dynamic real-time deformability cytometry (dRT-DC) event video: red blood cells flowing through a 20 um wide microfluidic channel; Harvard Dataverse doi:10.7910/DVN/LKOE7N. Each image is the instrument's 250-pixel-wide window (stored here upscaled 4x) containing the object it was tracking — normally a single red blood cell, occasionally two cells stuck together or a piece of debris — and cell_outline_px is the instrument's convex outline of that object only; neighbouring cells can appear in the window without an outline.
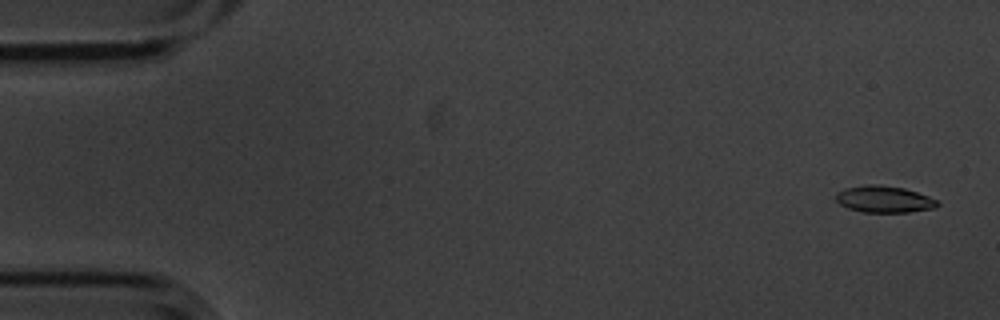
{"species": "common noctule bat (a hibernating species)", "species_latin": "Nyctalus noctula", "temperature_condition": "cold", "stored_images_in_passage": 5, "camera_frame_rate_fps": 3000, "um_per_image_px": 0.085, "animal": {"sex": "male", "body_mass_g": 20.1, "forearm_length_mm": 53.5}, "frame": {"image": 1, "passage_image": 1, "time_ms": 0.0, "image_size_px": [1000, 320], "cell_outline_px": [[940, 204], [936, 208], [908, 212], [864, 212], [848, 208], [840, 204], [836, 200], [836, 192], [844, 188], [868, 184], [876, 184], [904, 188], [928, 196], [936, 200]], "centroid_in_image_um": [75.14, 16.93], "position_along_channel_um": 9.9, "area_um2": 15.78}}
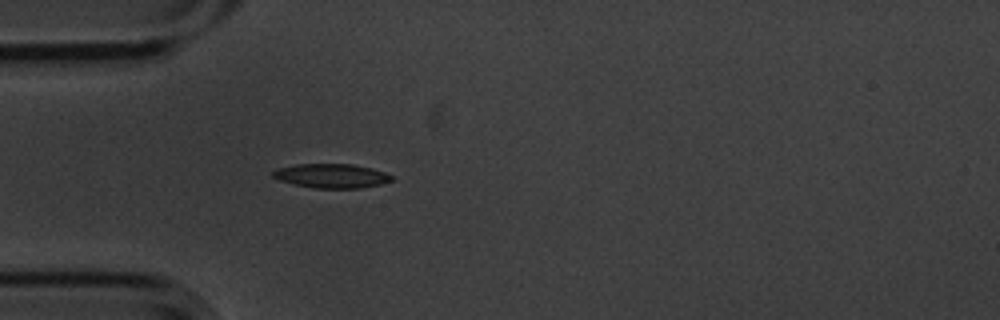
{"frame": {"image": 2, "passage_image": 5, "time_ms": 1.333, "image_size_px": [1000, 320], "cell_outline_px": [[392, 180], [380, 184], [360, 188], [316, 188], [296, 184], [280, 180], [272, 176], [272, 172], [276, 168], [296, 164], [352, 164], [372, 168], [384, 172], [392, 176]], "centroid_in_image_um": [28.17, 14.94], "position_along_channel_um": 56.8, "area_um2": 16.59}}